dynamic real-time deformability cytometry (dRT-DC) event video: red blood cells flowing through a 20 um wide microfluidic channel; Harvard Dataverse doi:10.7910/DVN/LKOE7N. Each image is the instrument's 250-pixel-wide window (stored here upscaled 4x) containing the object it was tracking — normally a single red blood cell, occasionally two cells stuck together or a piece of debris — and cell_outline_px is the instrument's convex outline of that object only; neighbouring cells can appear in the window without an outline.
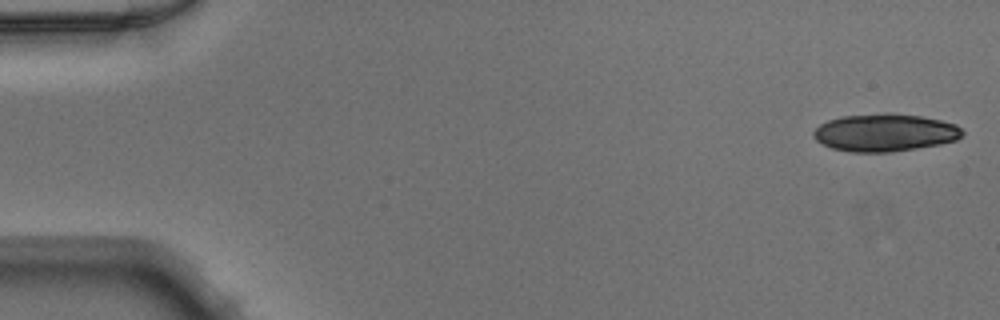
{"species": "Egyptian fruit bat (a non-hibernating species)", "species_latin": "Rousettus aegyptiacus", "temperature_condition": "warm", "stored_images_in_passage": 16, "camera_frame_rate_fps": 3000, "um_per_image_px": 0.085, "animal": {"sex": "male"}, "frame": {"image": 1, "passage_image": 1, "time_ms": 0.0, "image_size_px": [1000, 320], "cell_outline_px": [[964, 132], [956, 140], [940, 144], [892, 152], [852, 152], [832, 148], [816, 140], [812, 136], [812, 132], [820, 124], [828, 120], [840, 116], [884, 112], [892, 112], [920, 116], [940, 120], [956, 124]], "centroid_in_image_um": [75.19, 11.25], "position_along_channel_um": 9.8, "area_um2": 32.83}}
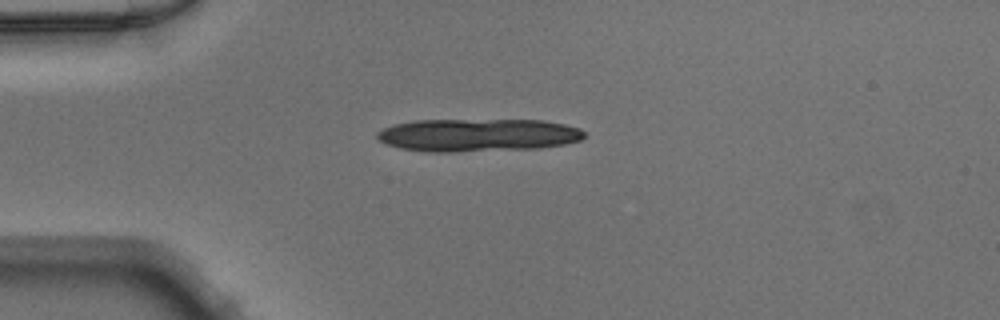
{"frame": {"image": 2, "passage_image": 12, "time_ms": 3.667, "image_size_px": [1000, 320], "cell_outline_px": [[584, 136], [580, 140], [564, 144], [540, 148], [456, 152], [428, 152], [400, 148], [388, 144], [380, 140], [376, 136], [376, 132], [392, 124], [416, 120], [544, 120], [564, 124], [580, 128], [584, 132]], "centroid_in_image_um": [40.61, 11.48], "position_along_channel_um": 44.4, "area_um2": 39.82}}